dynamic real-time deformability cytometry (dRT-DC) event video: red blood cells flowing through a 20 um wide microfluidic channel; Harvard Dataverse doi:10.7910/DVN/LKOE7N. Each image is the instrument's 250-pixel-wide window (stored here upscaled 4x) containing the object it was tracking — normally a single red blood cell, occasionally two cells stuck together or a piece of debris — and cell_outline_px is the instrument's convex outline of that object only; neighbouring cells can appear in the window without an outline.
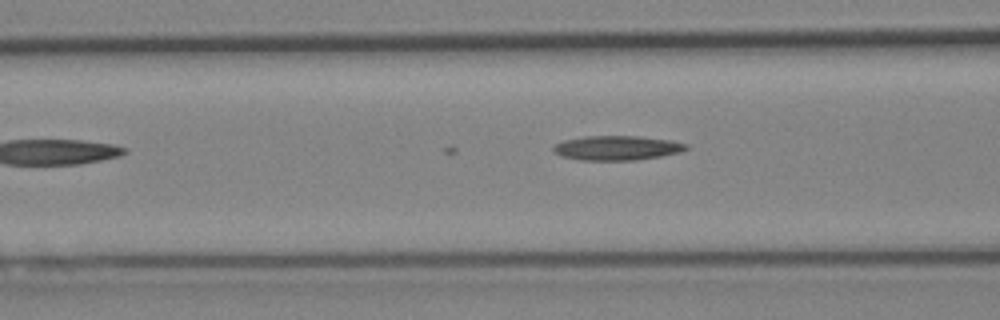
{"species": "Egyptian fruit bat (a non-hibernating species)", "species_latin": "Rousettus aegyptiacus", "temperature_condition": "cold", "stored_images_in_passage": 5, "camera_frame_rate_fps": 3000, "um_per_image_px": 0.085, "animal": {"sex": "female"}, "frame": {"image": 1, "passage_image": 5, "time_ms": 1.333, "image_size_px": [1000, 320], "cell_outline_px": [[688, 148], [680, 152], [660, 156], [636, 160], [580, 160], [564, 156], [556, 152], [552, 148], [556, 144], [564, 140], [584, 136], [640, 136], [672, 140], [688, 144]], "centroid_in_image_um": [52.48, 12.56], "position_along_channel_um": 114.1, "area_um2": 18.84}}